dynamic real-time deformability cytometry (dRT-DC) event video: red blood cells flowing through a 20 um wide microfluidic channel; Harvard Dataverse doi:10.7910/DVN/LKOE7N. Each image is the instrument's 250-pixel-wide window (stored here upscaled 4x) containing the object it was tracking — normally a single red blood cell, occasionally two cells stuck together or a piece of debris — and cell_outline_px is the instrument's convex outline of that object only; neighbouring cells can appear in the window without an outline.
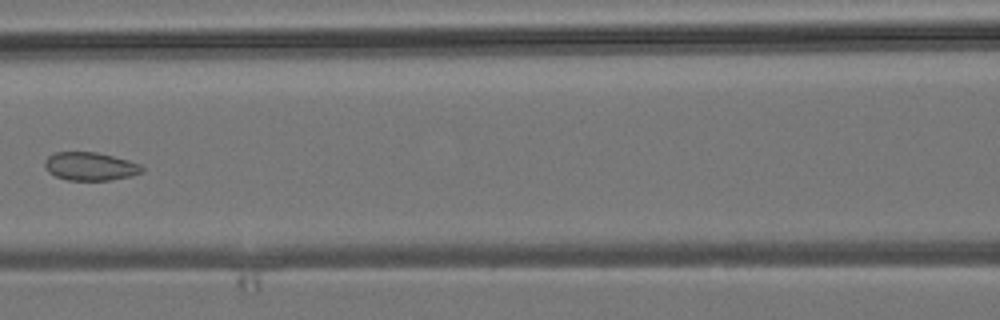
{"species": "common noctule bat (a hibernating species)", "species_latin": "Nyctalus noctula", "temperature_condition": "room temperature", "stored_images_in_passage": 7, "camera_frame_rate_fps": 3000, "um_per_image_px": 0.085, "animal": {"sex": "male", "body_mass_g": 19.2, "forearm_length_mm": 51.8}, "frame": {"image": 1, "passage_image": 7, "time_ms": 7.0, "image_size_px": [1000, 320], "cell_outline_px": [[144, 172], [132, 176], [108, 180], [68, 180], [56, 176], [48, 172], [44, 164], [44, 160], [48, 156], [56, 152], [96, 152], [128, 160], [140, 164], [144, 168]], "centroid_in_image_um": [7.68, 14.14], "position_along_channel_um": 158.9, "area_um2": 16.01}}